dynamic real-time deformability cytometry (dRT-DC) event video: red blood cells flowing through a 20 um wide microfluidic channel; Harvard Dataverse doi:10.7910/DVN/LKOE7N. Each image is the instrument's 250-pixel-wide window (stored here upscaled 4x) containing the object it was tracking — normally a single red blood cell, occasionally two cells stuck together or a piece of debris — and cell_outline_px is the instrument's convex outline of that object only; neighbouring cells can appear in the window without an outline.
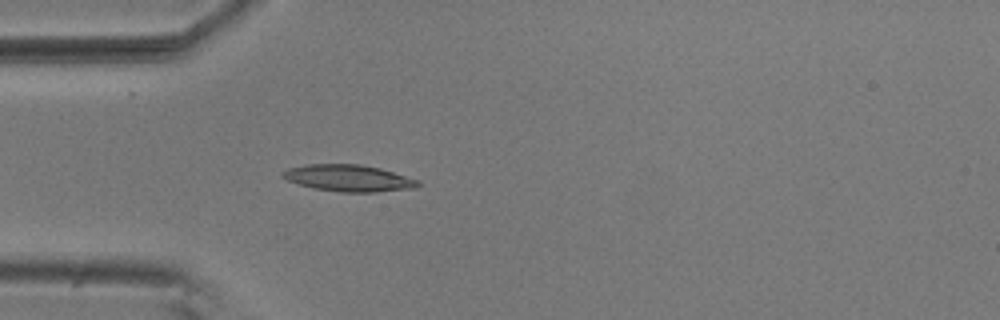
{"species": "common noctule bat (a hibernating species)", "species_latin": "Nyctalus noctula", "temperature_condition": "room temperature", "stored_images_in_passage": 1, "camera_frame_rate_fps": 3000, "um_per_image_px": 0.085, "animal": {"sex": "male", "body_mass_g": 20.5, "forearm_length_mm": 52.5}, "frame": {"image": 1, "passage_image": 1, "time_ms": 0.0, "image_size_px": [1000, 320], "cell_outline_px": [[420, 184], [416, 188], [376, 192], [340, 192], [312, 188], [288, 180], [280, 176], [280, 172], [288, 168], [304, 164], [360, 164], [380, 168], [420, 180]], "centroid_in_image_um": [29.62, 15.14], "position_along_channel_um": 55.4, "area_um2": 21.21}}